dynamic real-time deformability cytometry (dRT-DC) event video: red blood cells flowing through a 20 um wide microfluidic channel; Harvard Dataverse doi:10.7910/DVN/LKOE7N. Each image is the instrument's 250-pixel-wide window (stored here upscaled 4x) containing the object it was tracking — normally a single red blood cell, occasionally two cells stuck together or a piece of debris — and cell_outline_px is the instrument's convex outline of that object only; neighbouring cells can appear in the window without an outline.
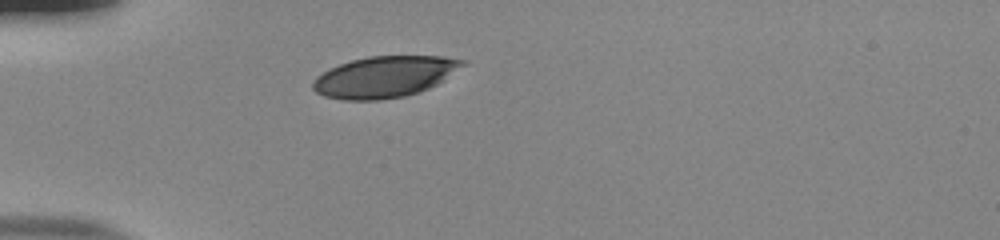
{"species": "human", "species_latin": "Homo sapiens", "temperature_condition": "room temperature", "stored_images_in_passage": 32, "camera_frame_rate_fps": 3000, "um_per_image_px": 0.085, "donor": {"sex": "male"}, "frame": {"image": 1, "passage_image": 1, "time_ms": 0.0, "image_size_px": [1000, 240], "cell_outline_px": [[468, 60], [464, 64], [436, 84], [428, 88], [404, 96], [380, 100], [340, 100], [324, 96], [316, 92], [312, 88], [312, 80], [316, 76], [328, 68], [352, 60], [368, 56], [444, 56]], "centroid_in_image_um": [32.62, 6.52], "position_along_channel_um": 52.4, "area_um2": 35.84}}
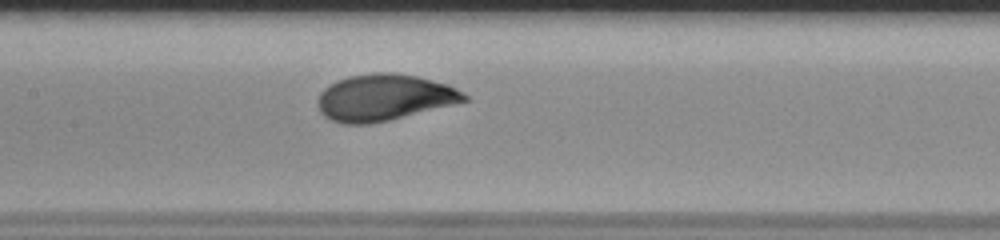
{"frame": {"image": 2, "passage_image": 12, "time_ms": 3.667, "image_size_px": [1000, 240], "cell_outline_px": [[468, 100], [372, 124], [340, 124], [324, 116], [320, 112], [316, 104], [316, 100], [320, 92], [324, 88], [348, 76], [372, 72], [392, 72], [416, 76], [448, 84], [456, 88], [468, 96]], "centroid_in_image_um": [32.6, 8.28], "position_along_channel_um": 174.8, "area_um2": 39.54}}
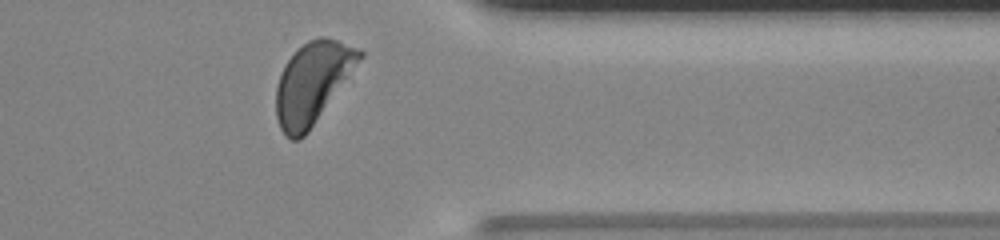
{"frame": {"image": 3, "passage_image": 29, "time_ms": 9.333, "image_size_px": [1000, 240], "cell_outline_px": [[364, 56], [308, 132], [300, 140], [292, 140], [284, 136], [280, 128], [276, 116], [276, 88], [284, 64], [296, 48], [308, 40], [320, 36], [324, 36], [360, 48], [364, 52]], "centroid_in_image_um": [26.55, 7.02], "position_along_channel_um": 384.9, "area_um2": 39.54}, "authors_computed_cell_mechanics": {"area_um2": 39.1017, "velocity_mm_per_s": 3.8307, "shape_relaxation_time_tau1_ms": 2.4317, "shape_relaxation_time_tau2_ms": null, "deformation_change_tau1": 0.1511, "deformation_change_tau2": null}}